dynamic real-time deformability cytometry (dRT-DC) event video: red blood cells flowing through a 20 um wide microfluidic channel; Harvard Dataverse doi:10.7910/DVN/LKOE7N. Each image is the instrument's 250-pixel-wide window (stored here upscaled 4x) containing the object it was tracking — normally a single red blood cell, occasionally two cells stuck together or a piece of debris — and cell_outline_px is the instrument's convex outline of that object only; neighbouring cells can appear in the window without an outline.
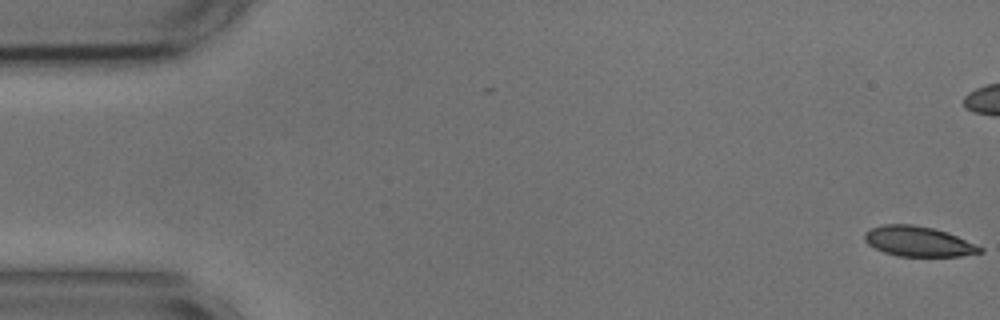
{"species": "common noctule bat (a hibernating species)", "species_latin": "Nyctalus noctula", "temperature_condition": "cold", "stored_images_in_passage": 55, "camera_frame_rate_fps": 3000, "um_per_image_px": 0.085, "animal": {"sex": "male", "body_mass_g": 17.9, "forearm_length_mm": 54.2}, "frame": {"image": 1, "passage_image": 1, "time_ms": 0.0, "image_size_px": [1000, 320], "cell_outline_px": [[984, 252], [960, 256], [900, 256], [884, 252], [868, 244], [864, 240], [864, 232], [872, 228], [884, 224], [912, 224], [932, 228], [948, 232], [976, 244], [984, 248]], "centroid_in_image_um": [78.08, 20.52], "position_along_channel_um": 6.9, "area_um2": 20.23}}
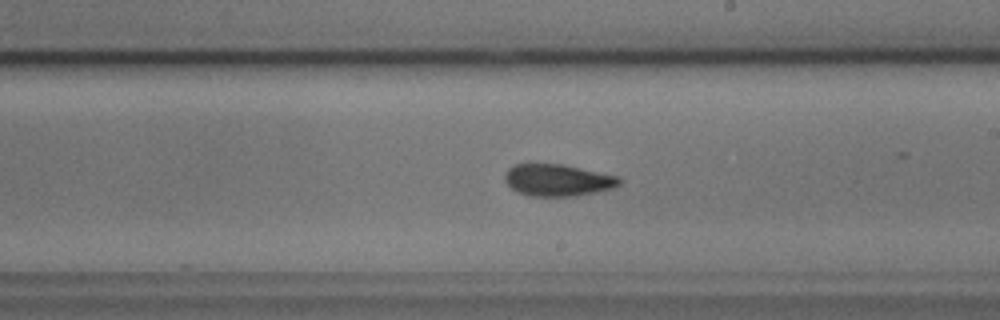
{"frame": {"image": 2, "passage_image": 31, "time_ms": 10.0, "image_size_px": [1000, 320], "cell_outline_px": [[624, 180], [620, 184], [612, 188], [596, 192], [576, 196], [528, 196], [512, 188], [504, 180], [504, 176], [508, 168], [516, 164], [564, 164], [620, 176]], "centroid_in_image_um": [47.45, 15.3], "position_along_channel_um": 241.5, "area_um2": 21.44}}
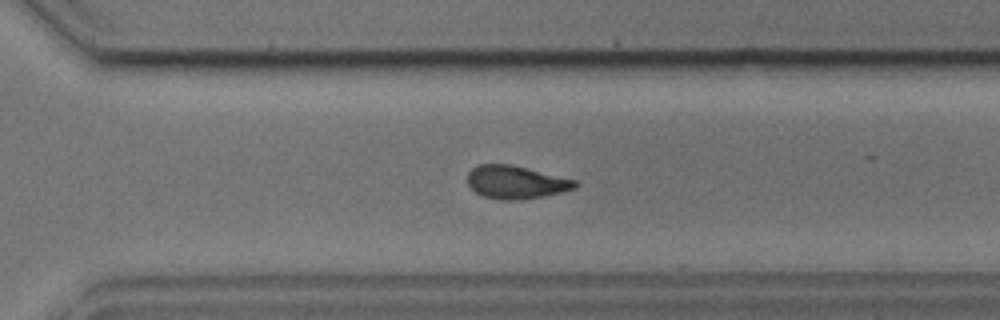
{"frame": {"image": 3, "passage_image": 38, "time_ms": 12.333, "image_size_px": [1000, 320], "cell_outline_px": [[580, 184], [576, 188], [560, 192], [520, 200], [500, 200], [484, 196], [476, 192], [468, 184], [468, 172], [476, 164], [512, 164], [576, 180]], "centroid_in_image_um": [43.85, 15.47], "position_along_channel_um": 326.8, "area_um2": 20.69}, "authors_computed_cell_mechanics": {"area_um2": 21.097, "velocity_mm_per_s": 3.6591, "shape_relaxation_time_tau1_ms": 6.8645, "shape_relaxation_time_tau2_ms": 4.0571, "deformation_change_tau1": 0.1556, "deformation_change_tau2": 0.0834}}